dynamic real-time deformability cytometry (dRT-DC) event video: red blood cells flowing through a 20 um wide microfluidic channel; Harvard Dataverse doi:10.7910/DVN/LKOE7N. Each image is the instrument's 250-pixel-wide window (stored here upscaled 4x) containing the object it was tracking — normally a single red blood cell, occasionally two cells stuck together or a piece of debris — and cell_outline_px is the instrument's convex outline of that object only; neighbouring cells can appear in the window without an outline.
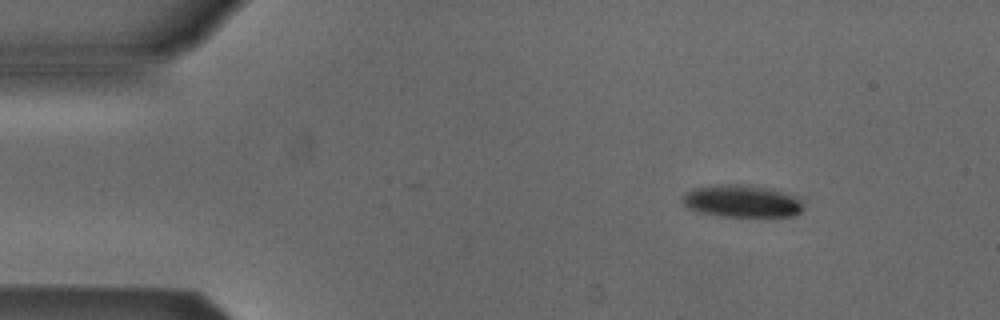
{"species": "Egyptian fruit bat (a non-hibernating species)", "species_latin": "Rousettus aegyptiacus", "temperature_condition": "cold", "stored_images_in_passage": 3, "camera_frame_rate_fps": 3000, "um_per_image_px": 0.085, "animal": {"sex": "male"}, "frame": {"image": 1, "passage_image": 1, "time_ms": 0.0, "image_size_px": [1000, 320], "cell_outline_px": [[800, 212], [792, 216], [720, 216], [700, 212], [688, 208], [684, 204], [684, 196], [688, 192], [696, 188], [728, 184], [740, 184], [768, 188], [792, 196], [800, 200]], "centroid_in_image_um": [63.03, 17.11], "position_along_channel_um": 22.0, "area_um2": 21.91}}